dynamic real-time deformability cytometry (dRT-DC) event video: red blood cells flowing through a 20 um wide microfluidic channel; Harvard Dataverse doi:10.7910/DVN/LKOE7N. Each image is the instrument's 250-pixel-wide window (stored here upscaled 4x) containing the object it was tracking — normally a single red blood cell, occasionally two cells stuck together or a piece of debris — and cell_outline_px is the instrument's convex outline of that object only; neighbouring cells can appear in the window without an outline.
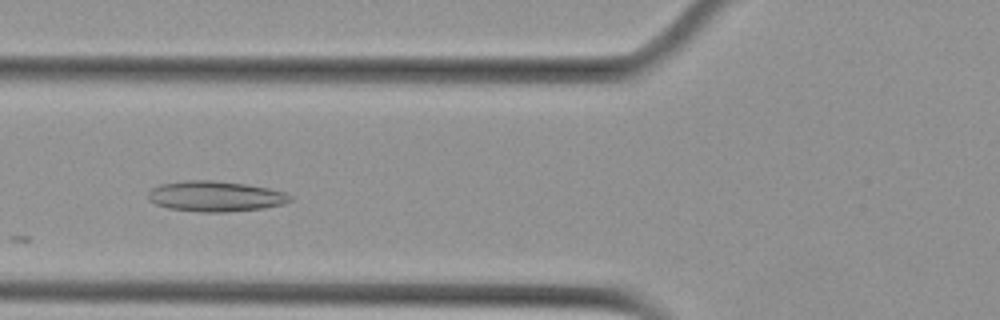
{"species": "Egyptian fruit bat (a non-hibernating species)", "species_latin": "Rousettus aegyptiacus", "temperature_condition": "cold", "stored_images_in_passage": 10, "camera_frame_rate_fps": 3000, "um_per_image_px": 0.085, "animal": {"sex": "female"}, "frame": {"image": 1, "passage_image": 5, "time_ms": 1.333, "image_size_px": [1000, 320], "cell_outline_px": [[292, 200], [284, 204], [264, 208], [224, 212], [200, 212], [168, 208], [156, 204], [148, 200], [148, 192], [152, 188], [160, 184], [188, 180], [212, 180], [244, 184], [268, 188], [284, 192], [292, 196]], "centroid_in_image_um": [18.3, 16.69], "position_along_channel_um": 107.5, "area_um2": 25.2}}
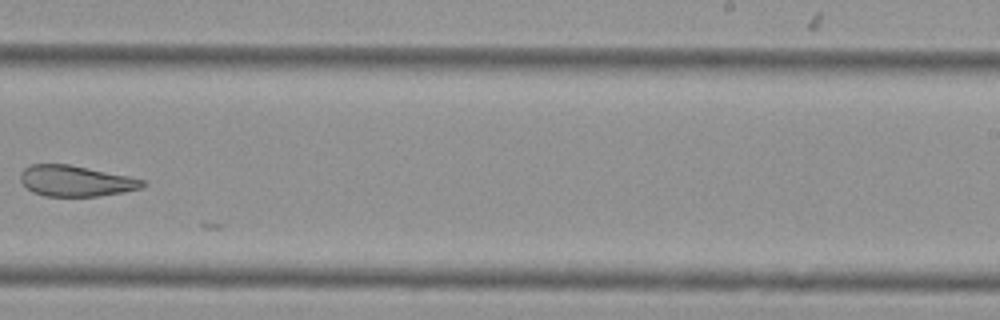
{"frame": {"image": 2, "passage_image": 9, "time_ms": 2.667, "image_size_px": [1000, 320], "cell_outline_px": [[148, 184], [140, 188], [124, 192], [100, 196], [44, 196], [32, 192], [20, 180], [20, 172], [24, 168], [32, 164], [68, 164], [128, 176], [144, 180]], "centroid_in_image_um": [6.43, 15.38], "position_along_channel_um": 282.6, "area_um2": 21.91}}
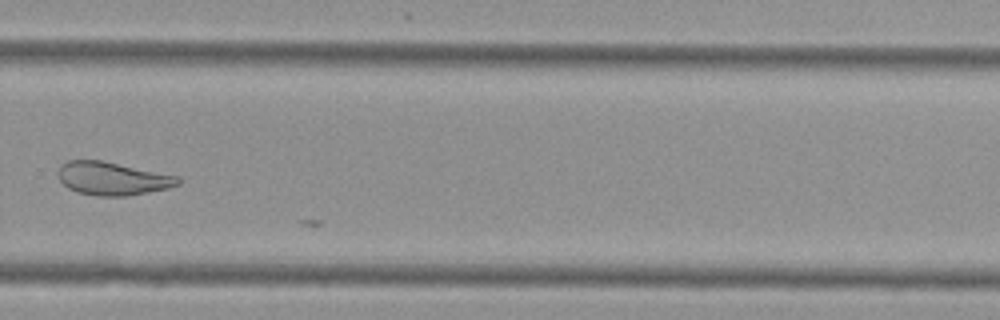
{"frame": {"image": 3, "passage_image": 10, "time_ms": 3.0, "image_size_px": [1000, 320], "cell_outline_px": [[180, 184], [168, 188], [124, 196], [96, 196], [76, 192], [68, 188], [60, 180], [60, 164], [68, 160], [100, 160], [180, 176]], "centroid_in_image_um": [9.57, 15.17], "position_along_channel_um": 320.2, "area_um2": 23.0}}